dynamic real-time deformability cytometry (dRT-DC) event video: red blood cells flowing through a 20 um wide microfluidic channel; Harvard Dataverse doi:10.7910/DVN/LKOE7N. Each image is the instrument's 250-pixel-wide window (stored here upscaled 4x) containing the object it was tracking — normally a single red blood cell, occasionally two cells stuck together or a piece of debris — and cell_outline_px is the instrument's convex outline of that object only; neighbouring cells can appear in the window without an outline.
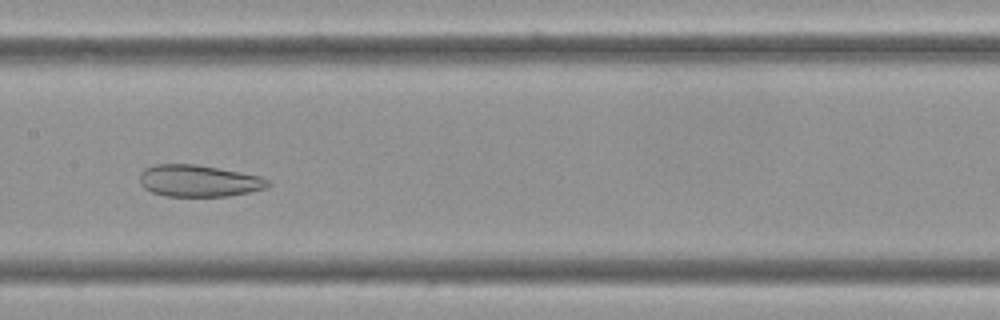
{"species": "Egyptian fruit bat (a non-hibernating species)", "species_latin": "Rousettus aegyptiacus", "temperature_condition": "cold", "stored_images_in_passage": 58, "camera_frame_rate_fps": 3000, "um_per_image_px": 0.085, "frame": {"image": 1, "passage_image": 29, "time_ms": 9.333, "image_size_px": [1000, 320], "cell_outline_px": [[272, 184], [264, 188], [248, 192], [228, 196], [164, 196], [152, 192], [144, 188], [140, 184], [140, 172], [144, 168], [156, 164], [196, 164], [260, 176], [268, 180]], "centroid_in_image_um": [16.85, 15.37], "position_along_channel_um": 190.5, "area_um2": 23.7}}
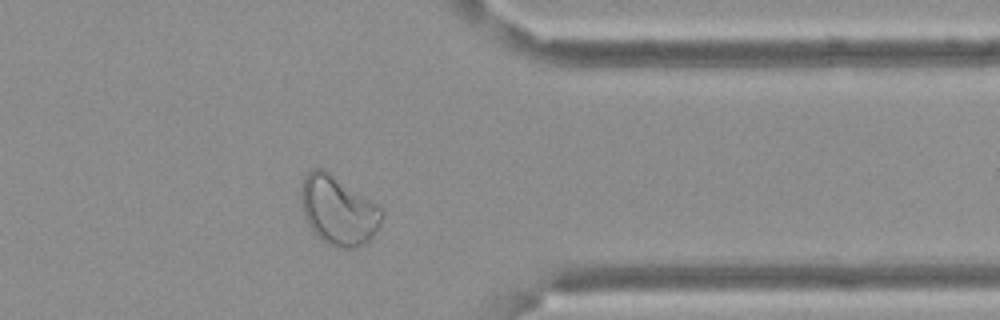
{"frame": {"image": 2, "passage_image": 47, "time_ms": 15.333, "image_size_px": [1000, 320], "cell_outline_px": [[384, 216], [380, 228], [364, 244], [356, 248], [336, 248], [320, 240], [304, 220], [300, 200], [300, 184], [304, 176], [312, 168], [324, 168], [332, 172], [376, 204], [384, 212]], "centroid_in_image_um": [28.72, 17.87], "position_along_channel_um": 382.7, "area_um2": 33.29}}
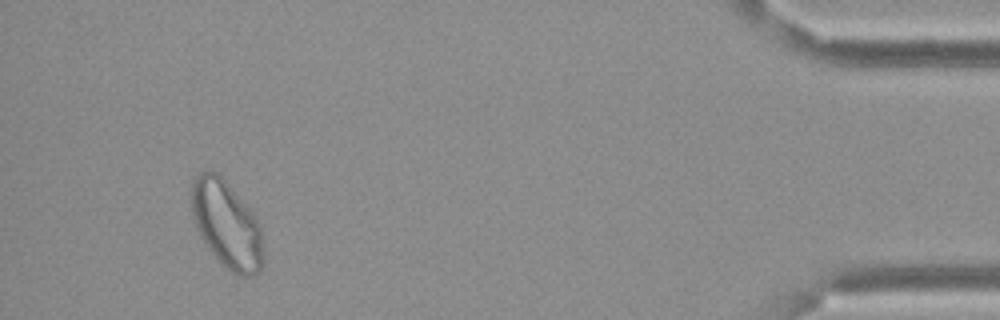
{"frame": {"image": 3, "passage_image": 55, "time_ms": 18.0, "image_size_px": [1000, 320], "cell_outline_px": [[264, 260], [260, 272], [252, 276], [236, 276], [208, 248], [200, 236], [192, 212], [192, 184], [196, 176], [200, 172], [216, 172], [224, 180], [252, 212], [260, 224], [264, 252]], "centroid_in_image_um": [19.31, 19.13], "position_along_channel_um": 415.9, "area_um2": 35.95}}